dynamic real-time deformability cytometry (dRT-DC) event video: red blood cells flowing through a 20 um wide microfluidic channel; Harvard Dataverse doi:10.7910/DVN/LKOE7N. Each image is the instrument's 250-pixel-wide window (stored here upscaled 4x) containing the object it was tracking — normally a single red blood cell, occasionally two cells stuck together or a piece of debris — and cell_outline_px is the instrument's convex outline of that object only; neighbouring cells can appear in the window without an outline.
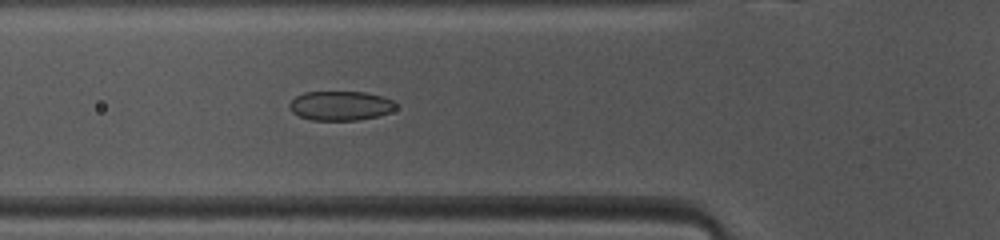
{"species": "common noctule bat (a hibernating species)", "species_latin": "Nyctalus noctula", "temperature_condition": "warm", "stored_images_in_passage": 47, "camera_frame_rate_fps": 3000, "um_per_image_px": 0.085, "animal": {"sex": "female", "body_mass_g": 10.0, "forearm_length_mm": 53.1}, "frame": {"image": 1, "passage_image": 15, "time_ms": 4.667, "image_size_px": [1000, 240], "cell_outline_px": [[396, 108], [388, 112], [376, 116], [356, 120], [312, 120], [300, 116], [292, 112], [288, 104], [296, 96], [304, 92], [364, 92], [396, 100]], "centroid_in_image_um": [28.93, 8.98], "position_along_channel_um": 96.9, "area_um2": 18.09}}
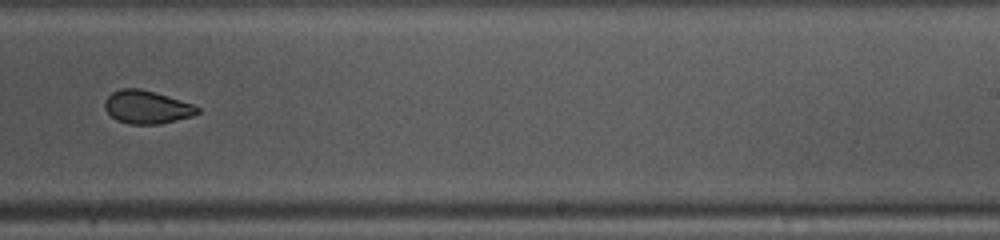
{"frame": {"image": 2, "passage_image": 28, "time_ms": 9.0, "image_size_px": [1000, 240], "cell_outline_px": [[200, 112], [192, 116], [160, 124], [128, 124], [116, 120], [104, 108], [104, 100], [112, 92], [120, 88], [140, 88], [156, 92], [192, 104], [200, 108]], "centroid_in_image_um": [12.46, 9.1], "position_along_channel_um": 276.5, "area_um2": 17.98}}
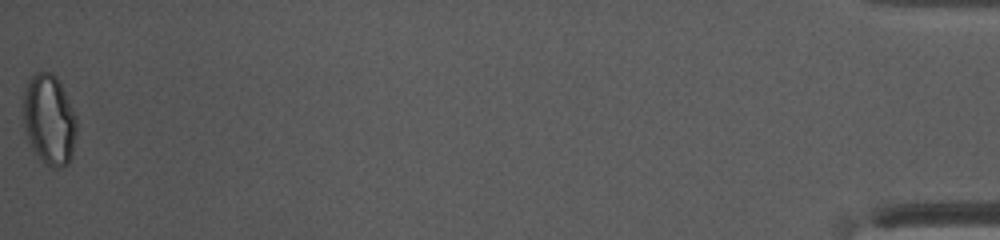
{"frame": {"image": 3, "passage_image": 47, "time_ms": 15.333, "image_size_px": [1000, 240], "cell_outline_px": [[76, 136], [72, 156], [68, 164], [56, 168], [52, 168], [32, 148], [28, 140], [24, 128], [24, 92], [28, 76], [36, 72], [52, 72], [56, 76], [76, 116]], "centroid_in_image_um": [4.18, 10.14], "position_along_channel_um": 431.0, "area_um2": 27.92}, "authors_computed_cell_mechanics": {"area_um2": 19.8832, "velocity_mm_per_s": 4.1316, "shape_relaxation_time_tau1_ms": 6.3478, "shape_relaxation_time_tau2_ms": 1.5465, "deformation_change_tau1": 0.1461, "deformation_change_tau2": 0.0526}}